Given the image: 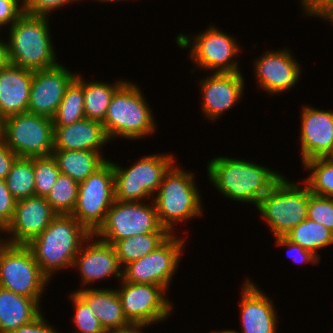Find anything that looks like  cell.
Returning <instances> with one entry per match:
<instances>
[{
    "instance_id": "obj_13",
    "label": "cell",
    "mask_w": 333,
    "mask_h": 333,
    "mask_svg": "<svg viewBox=\"0 0 333 333\" xmlns=\"http://www.w3.org/2000/svg\"><path fill=\"white\" fill-rule=\"evenodd\" d=\"M184 238L171 234L159 247L122 268L121 281L162 286L166 291L180 262Z\"/></svg>"
},
{
    "instance_id": "obj_18",
    "label": "cell",
    "mask_w": 333,
    "mask_h": 333,
    "mask_svg": "<svg viewBox=\"0 0 333 333\" xmlns=\"http://www.w3.org/2000/svg\"><path fill=\"white\" fill-rule=\"evenodd\" d=\"M254 61L257 82L267 93L278 94L297 84L301 73L300 66L297 60L293 59L290 50H268Z\"/></svg>"
},
{
    "instance_id": "obj_36",
    "label": "cell",
    "mask_w": 333,
    "mask_h": 333,
    "mask_svg": "<svg viewBox=\"0 0 333 333\" xmlns=\"http://www.w3.org/2000/svg\"><path fill=\"white\" fill-rule=\"evenodd\" d=\"M307 218L333 232V198L311 194L308 200Z\"/></svg>"
},
{
    "instance_id": "obj_9",
    "label": "cell",
    "mask_w": 333,
    "mask_h": 333,
    "mask_svg": "<svg viewBox=\"0 0 333 333\" xmlns=\"http://www.w3.org/2000/svg\"><path fill=\"white\" fill-rule=\"evenodd\" d=\"M1 139L18 157H45L53 153V121L29 112L3 119Z\"/></svg>"
},
{
    "instance_id": "obj_33",
    "label": "cell",
    "mask_w": 333,
    "mask_h": 333,
    "mask_svg": "<svg viewBox=\"0 0 333 333\" xmlns=\"http://www.w3.org/2000/svg\"><path fill=\"white\" fill-rule=\"evenodd\" d=\"M78 192L79 183L60 173L45 198L57 215H71L77 203Z\"/></svg>"
},
{
    "instance_id": "obj_8",
    "label": "cell",
    "mask_w": 333,
    "mask_h": 333,
    "mask_svg": "<svg viewBox=\"0 0 333 333\" xmlns=\"http://www.w3.org/2000/svg\"><path fill=\"white\" fill-rule=\"evenodd\" d=\"M49 281L27 245L0 244V287L40 300Z\"/></svg>"
},
{
    "instance_id": "obj_34",
    "label": "cell",
    "mask_w": 333,
    "mask_h": 333,
    "mask_svg": "<svg viewBox=\"0 0 333 333\" xmlns=\"http://www.w3.org/2000/svg\"><path fill=\"white\" fill-rule=\"evenodd\" d=\"M35 175V196L46 197L57 181L60 171L55 158L33 157Z\"/></svg>"
},
{
    "instance_id": "obj_28",
    "label": "cell",
    "mask_w": 333,
    "mask_h": 333,
    "mask_svg": "<svg viewBox=\"0 0 333 333\" xmlns=\"http://www.w3.org/2000/svg\"><path fill=\"white\" fill-rule=\"evenodd\" d=\"M84 111L85 117L91 120L103 122L114 93L126 82L116 81L115 84L99 81H84Z\"/></svg>"
},
{
    "instance_id": "obj_4",
    "label": "cell",
    "mask_w": 333,
    "mask_h": 333,
    "mask_svg": "<svg viewBox=\"0 0 333 333\" xmlns=\"http://www.w3.org/2000/svg\"><path fill=\"white\" fill-rule=\"evenodd\" d=\"M155 196L151 201L155 203L159 222L170 234H175L174 224L203 213L194 175L174 164L165 173Z\"/></svg>"
},
{
    "instance_id": "obj_46",
    "label": "cell",
    "mask_w": 333,
    "mask_h": 333,
    "mask_svg": "<svg viewBox=\"0 0 333 333\" xmlns=\"http://www.w3.org/2000/svg\"><path fill=\"white\" fill-rule=\"evenodd\" d=\"M9 1H12V2H15L18 6H20V8L25 11V6H26V3H27V0H22L21 4L19 3L20 0H9ZM20 4V5H19Z\"/></svg>"
},
{
    "instance_id": "obj_43",
    "label": "cell",
    "mask_w": 333,
    "mask_h": 333,
    "mask_svg": "<svg viewBox=\"0 0 333 333\" xmlns=\"http://www.w3.org/2000/svg\"><path fill=\"white\" fill-rule=\"evenodd\" d=\"M18 155L11 151L0 139V179L5 180Z\"/></svg>"
},
{
    "instance_id": "obj_35",
    "label": "cell",
    "mask_w": 333,
    "mask_h": 333,
    "mask_svg": "<svg viewBox=\"0 0 333 333\" xmlns=\"http://www.w3.org/2000/svg\"><path fill=\"white\" fill-rule=\"evenodd\" d=\"M70 297L75 307V314L72 320L75 327H77V332L106 333L88 304L76 292H72Z\"/></svg>"
},
{
    "instance_id": "obj_48",
    "label": "cell",
    "mask_w": 333,
    "mask_h": 333,
    "mask_svg": "<svg viewBox=\"0 0 333 333\" xmlns=\"http://www.w3.org/2000/svg\"><path fill=\"white\" fill-rule=\"evenodd\" d=\"M212 333H239V332H237V331H235V330H225V331H220V332H212Z\"/></svg>"
},
{
    "instance_id": "obj_21",
    "label": "cell",
    "mask_w": 333,
    "mask_h": 333,
    "mask_svg": "<svg viewBox=\"0 0 333 333\" xmlns=\"http://www.w3.org/2000/svg\"><path fill=\"white\" fill-rule=\"evenodd\" d=\"M244 282L240 302L242 333H277V313L272 300L251 280Z\"/></svg>"
},
{
    "instance_id": "obj_5",
    "label": "cell",
    "mask_w": 333,
    "mask_h": 333,
    "mask_svg": "<svg viewBox=\"0 0 333 333\" xmlns=\"http://www.w3.org/2000/svg\"><path fill=\"white\" fill-rule=\"evenodd\" d=\"M133 82H125L111 100L102 122L109 139L123 137L141 139L153 134L156 129L144 93Z\"/></svg>"
},
{
    "instance_id": "obj_25",
    "label": "cell",
    "mask_w": 333,
    "mask_h": 333,
    "mask_svg": "<svg viewBox=\"0 0 333 333\" xmlns=\"http://www.w3.org/2000/svg\"><path fill=\"white\" fill-rule=\"evenodd\" d=\"M39 301L0 287V333H12L36 319Z\"/></svg>"
},
{
    "instance_id": "obj_49",
    "label": "cell",
    "mask_w": 333,
    "mask_h": 333,
    "mask_svg": "<svg viewBox=\"0 0 333 333\" xmlns=\"http://www.w3.org/2000/svg\"><path fill=\"white\" fill-rule=\"evenodd\" d=\"M325 19L329 20L331 23H333V11Z\"/></svg>"
},
{
    "instance_id": "obj_1",
    "label": "cell",
    "mask_w": 333,
    "mask_h": 333,
    "mask_svg": "<svg viewBox=\"0 0 333 333\" xmlns=\"http://www.w3.org/2000/svg\"><path fill=\"white\" fill-rule=\"evenodd\" d=\"M208 178L229 199L255 206L283 176L264 166L231 157H217L208 162Z\"/></svg>"
},
{
    "instance_id": "obj_26",
    "label": "cell",
    "mask_w": 333,
    "mask_h": 333,
    "mask_svg": "<svg viewBox=\"0 0 333 333\" xmlns=\"http://www.w3.org/2000/svg\"><path fill=\"white\" fill-rule=\"evenodd\" d=\"M52 156L60 173L78 183L86 180L107 161L101 152L91 150H53Z\"/></svg>"
},
{
    "instance_id": "obj_50",
    "label": "cell",
    "mask_w": 333,
    "mask_h": 333,
    "mask_svg": "<svg viewBox=\"0 0 333 333\" xmlns=\"http://www.w3.org/2000/svg\"><path fill=\"white\" fill-rule=\"evenodd\" d=\"M100 2H119L121 0H99Z\"/></svg>"
},
{
    "instance_id": "obj_30",
    "label": "cell",
    "mask_w": 333,
    "mask_h": 333,
    "mask_svg": "<svg viewBox=\"0 0 333 333\" xmlns=\"http://www.w3.org/2000/svg\"><path fill=\"white\" fill-rule=\"evenodd\" d=\"M83 118H85L83 78L77 74L76 78L66 88L64 97L52 121L53 126H66Z\"/></svg>"
},
{
    "instance_id": "obj_47",
    "label": "cell",
    "mask_w": 333,
    "mask_h": 333,
    "mask_svg": "<svg viewBox=\"0 0 333 333\" xmlns=\"http://www.w3.org/2000/svg\"><path fill=\"white\" fill-rule=\"evenodd\" d=\"M3 117L0 115V139L2 137V130H3Z\"/></svg>"
},
{
    "instance_id": "obj_14",
    "label": "cell",
    "mask_w": 333,
    "mask_h": 333,
    "mask_svg": "<svg viewBox=\"0 0 333 333\" xmlns=\"http://www.w3.org/2000/svg\"><path fill=\"white\" fill-rule=\"evenodd\" d=\"M118 289L122 308L130 323L153 324L171 315L172 304L162 286L123 281Z\"/></svg>"
},
{
    "instance_id": "obj_12",
    "label": "cell",
    "mask_w": 333,
    "mask_h": 333,
    "mask_svg": "<svg viewBox=\"0 0 333 333\" xmlns=\"http://www.w3.org/2000/svg\"><path fill=\"white\" fill-rule=\"evenodd\" d=\"M194 37L195 41L191 43V38L179 34L176 37V42L180 48L184 49L192 45L189 53L197 66L205 70H213L214 73L240 72L234 57L241 50L234 38L215 28L214 25Z\"/></svg>"
},
{
    "instance_id": "obj_24",
    "label": "cell",
    "mask_w": 333,
    "mask_h": 333,
    "mask_svg": "<svg viewBox=\"0 0 333 333\" xmlns=\"http://www.w3.org/2000/svg\"><path fill=\"white\" fill-rule=\"evenodd\" d=\"M75 292L88 304L106 332L130 324L117 289L85 288Z\"/></svg>"
},
{
    "instance_id": "obj_45",
    "label": "cell",
    "mask_w": 333,
    "mask_h": 333,
    "mask_svg": "<svg viewBox=\"0 0 333 333\" xmlns=\"http://www.w3.org/2000/svg\"><path fill=\"white\" fill-rule=\"evenodd\" d=\"M10 64L8 41L0 40V70L6 68Z\"/></svg>"
},
{
    "instance_id": "obj_19",
    "label": "cell",
    "mask_w": 333,
    "mask_h": 333,
    "mask_svg": "<svg viewBox=\"0 0 333 333\" xmlns=\"http://www.w3.org/2000/svg\"><path fill=\"white\" fill-rule=\"evenodd\" d=\"M93 237L95 238L94 234L83 243L74 258L72 267H78L81 281L84 284H92V282L106 279L108 276L115 275L116 278H122V267L112 244L100 239L93 241Z\"/></svg>"
},
{
    "instance_id": "obj_22",
    "label": "cell",
    "mask_w": 333,
    "mask_h": 333,
    "mask_svg": "<svg viewBox=\"0 0 333 333\" xmlns=\"http://www.w3.org/2000/svg\"><path fill=\"white\" fill-rule=\"evenodd\" d=\"M108 138L102 122L83 118L66 126H53L54 150H91L101 152Z\"/></svg>"
},
{
    "instance_id": "obj_10",
    "label": "cell",
    "mask_w": 333,
    "mask_h": 333,
    "mask_svg": "<svg viewBox=\"0 0 333 333\" xmlns=\"http://www.w3.org/2000/svg\"><path fill=\"white\" fill-rule=\"evenodd\" d=\"M115 200L112 162L107 160L86 180L79 183L77 203L72 216L91 234L104 224Z\"/></svg>"
},
{
    "instance_id": "obj_51",
    "label": "cell",
    "mask_w": 333,
    "mask_h": 333,
    "mask_svg": "<svg viewBox=\"0 0 333 333\" xmlns=\"http://www.w3.org/2000/svg\"><path fill=\"white\" fill-rule=\"evenodd\" d=\"M0 233H2V230L0 229ZM3 242V239L0 238V244Z\"/></svg>"
},
{
    "instance_id": "obj_27",
    "label": "cell",
    "mask_w": 333,
    "mask_h": 333,
    "mask_svg": "<svg viewBox=\"0 0 333 333\" xmlns=\"http://www.w3.org/2000/svg\"><path fill=\"white\" fill-rule=\"evenodd\" d=\"M171 234L169 232H151L118 240L112 244L116 256L123 268L128 263L138 260L153 252Z\"/></svg>"
},
{
    "instance_id": "obj_11",
    "label": "cell",
    "mask_w": 333,
    "mask_h": 333,
    "mask_svg": "<svg viewBox=\"0 0 333 333\" xmlns=\"http://www.w3.org/2000/svg\"><path fill=\"white\" fill-rule=\"evenodd\" d=\"M114 200L104 224L94 234L98 239L113 244L118 240L151 232H168L158 219L155 203Z\"/></svg>"
},
{
    "instance_id": "obj_23",
    "label": "cell",
    "mask_w": 333,
    "mask_h": 333,
    "mask_svg": "<svg viewBox=\"0 0 333 333\" xmlns=\"http://www.w3.org/2000/svg\"><path fill=\"white\" fill-rule=\"evenodd\" d=\"M33 71L9 64L0 70V115L26 113Z\"/></svg>"
},
{
    "instance_id": "obj_40",
    "label": "cell",
    "mask_w": 333,
    "mask_h": 333,
    "mask_svg": "<svg viewBox=\"0 0 333 333\" xmlns=\"http://www.w3.org/2000/svg\"><path fill=\"white\" fill-rule=\"evenodd\" d=\"M305 14L325 19L333 11V0H301Z\"/></svg>"
},
{
    "instance_id": "obj_3",
    "label": "cell",
    "mask_w": 333,
    "mask_h": 333,
    "mask_svg": "<svg viewBox=\"0 0 333 333\" xmlns=\"http://www.w3.org/2000/svg\"><path fill=\"white\" fill-rule=\"evenodd\" d=\"M48 23V16L24 13L9 27L10 64L31 71L58 64Z\"/></svg>"
},
{
    "instance_id": "obj_29",
    "label": "cell",
    "mask_w": 333,
    "mask_h": 333,
    "mask_svg": "<svg viewBox=\"0 0 333 333\" xmlns=\"http://www.w3.org/2000/svg\"><path fill=\"white\" fill-rule=\"evenodd\" d=\"M284 236L301 247L312 251L319 258H321L320 255L316 253L318 249L333 244V232L322 224L308 218L299 223Z\"/></svg>"
},
{
    "instance_id": "obj_38",
    "label": "cell",
    "mask_w": 333,
    "mask_h": 333,
    "mask_svg": "<svg viewBox=\"0 0 333 333\" xmlns=\"http://www.w3.org/2000/svg\"><path fill=\"white\" fill-rule=\"evenodd\" d=\"M16 200L7 188L5 180L0 179V229L3 230L13 217Z\"/></svg>"
},
{
    "instance_id": "obj_17",
    "label": "cell",
    "mask_w": 333,
    "mask_h": 333,
    "mask_svg": "<svg viewBox=\"0 0 333 333\" xmlns=\"http://www.w3.org/2000/svg\"><path fill=\"white\" fill-rule=\"evenodd\" d=\"M302 163L333 155V111L304 106L301 112Z\"/></svg>"
},
{
    "instance_id": "obj_31",
    "label": "cell",
    "mask_w": 333,
    "mask_h": 333,
    "mask_svg": "<svg viewBox=\"0 0 333 333\" xmlns=\"http://www.w3.org/2000/svg\"><path fill=\"white\" fill-rule=\"evenodd\" d=\"M5 182L16 201L35 196L33 157H17Z\"/></svg>"
},
{
    "instance_id": "obj_6",
    "label": "cell",
    "mask_w": 333,
    "mask_h": 333,
    "mask_svg": "<svg viewBox=\"0 0 333 333\" xmlns=\"http://www.w3.org/2000/svg\"><path fill=\"white\" fill-rule=\"evenodd\" d=\"M298 186L282 176L256 206L275 237L284 236L307 218L312 193L306 183L303 189Z\"/></svg>"
},
{
    "instance_id": "obj_16",
    "label": "cell",
    "mask_w": 333,
    "mask_h": 333,
    "mask_svg": "<svg viewBox=\"0 0 333 333\" xmlns=\"http://www.w3.org/2000/svg\"><path fill=\"white\" fill-rule=\"evenodd\" d=\"M57 216L45 197L32 196L16 202L13 217L2 230L10 234V238L3 239L10 244H28L37 237Z\"/></svg>"
},
{
    "instance_id": "obj_20",
    "label": "cell",
    "mask_w": 333,
    "mask_h": 333,
    "mask_svg": "<svg viewBox=\"0 0 333 333\" xmlns=\"http://www.w3.org/2000/svg\"><path fill=\"white\" fill-rule=\"evenodd\" d=\"M199 85L202 89V112L206 118L213 121L241 98L244 78L241 72L212 73V76L201 80Z\"/></svg>"
},
{
    "instance_id": "obj_32",
    "label": "cell",
    "mask_w": 333,
    "mask_h": 333,
    "mask_svg": "<svg viewBox=\"0 0 333 333\" xmlns=\"http://www.w3.org/2000/svg\"><path fill=\"white\" fill-rule=\"evenodd\" d=\"M311 172L305 183L312 194L333 198V158H314L303 163Z\"/></svg>"
},
{
    "instance_id": "obj_37",
    "label": "cell",
    "mask_w": 333,
    "mask_h": 333,
    "mask_svg": "<svg viewBox=\"0 0 333 333\" xmlns=\"http://www.w3.org/2000/svg\"><path fill=\"white\" fill-rule=\"evenodd\" d=\"M276 238V244L282 247H287V254L289 258L293 259L297 264H303L304 262H311L319 264V257L315 255L312 251L307 250L300 245L288 240L285 236H279Z\"/></svg>"
},
{
    "instance_id": "obj_7",
    "label": "cell",
    "mask_w": 333,
    "mask_h": 333,
    "mask_svg": "<svg viewBox=\"0 0 333 333\" xmlns=\"http://www.w3.org/2000/svg\"><path fill=\"white\" fill-rule=\"evenodd\" d=\"M135 162L129 168L112 162L115 200L141 202L142 199L154 197L165 173L174 164V157L172 154H154Z\"/></svg>"
},
{
    "instance_id": "obj_2",
    "label": "cell",
    "mask_w": 333,
    "mask_h": 333,
    "mask_svg": "<svg viewBox=\"0 0 333 333\" xmlns=\"http://www.w3.org/2000/svg\"><path fill=\"white\" fill-rule=\"evenodd\" d=\"M91 235L72 215H57L26 245L42 273L50 280L55 271L72 268L74 258Z\"/></svg>"
},
{
    "instance_id": "obj_44",
    "label": "cell",
    "mask_w": 333,
    "mask_h": 333,
    "mask_svg": "<svg viewBox=\"0 0 333 333\" xmlns=\"http://www.w3.org/2000/svg\"><path fill=\"white\" fill-rule=\"evenodd\" d=\"M151 324H145V323H130L126 326L120 327L118 329L107 331L106 333H143L141 330L142 327H147Z\"/></svg>"
},
{
    "instance_id": "obj_39",
    "label": "cell",
    "mask_w": 333,
    "mask_h": 333,
    "mask_svg": "<svg viewBox=\"0 0 333 333\" xmlns=\"http://www.w3.org/2000/svg\"><path fill=\"white\" fill-rule=\"evenodd\" d=\"M75 1L79 0H27L24 13L49 16L48 14H51L49 12Z\"/></svg>"
},
{
    "instance_id": "obj_41",
    "label": "cell",
    "mask_w": 333,
    "mask_h": 333,
    "mask_svg": "<svg viewBox=\"0 0 333 333\" xmlns=\"http://www.w3.org/2000/svg\"><path fill=\"white\" fill-rule=\"evenodd\" d=\"M24 14V11L15 2L0 0V30L1 26H11Z\"/></svg>"
},
{
    "instance_id": "obj_15",
    "label": "cell",
    "mask_w": 333,
    "mask_h": 333,
    "mask_svg": "<svg viewBox=\"0 0 333 333\" xmlns=\"http://www.w3.org/2000/svg\"><path fill=\"white\" fill-rule=\"evenodd\" d=\"M76 75L61 64L33 71L27 112L52 119Z\"/></svg>"
},
{
    "instance_id": "obj_42",
    "label": "cell",
    "mask_w": 333,
    "mask_h": 333,
    "mask_svg": "<svg viewBox=\"0 0 333 333\" xmlns=\"http://www.w3.org/2000/svg\"><path fill=\"white\" fill-rule=\"evenodd\" d=\"M44 319L43 314H40L33 321L19 327L12 333H59Z\"/></svg>"
}]
</instances>
